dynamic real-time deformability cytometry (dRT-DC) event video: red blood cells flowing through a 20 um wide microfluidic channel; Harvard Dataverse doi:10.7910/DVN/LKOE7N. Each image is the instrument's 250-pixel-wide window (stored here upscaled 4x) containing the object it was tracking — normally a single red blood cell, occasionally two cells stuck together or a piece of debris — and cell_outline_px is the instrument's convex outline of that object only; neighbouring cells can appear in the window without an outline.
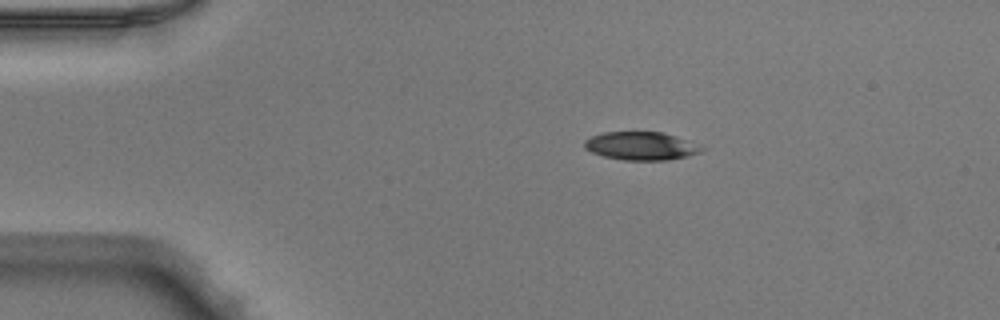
{"species": "Egyptian fruit bat (a non-hibernating species)", "species_latin": "Rousettus aegyptiacus", "temperature_condition": "warm", "stored_images_in_passage": 42, "camera_frame_rate_fps": 3000, "um_per_image_px": 0.085, "animal": {"sex": "male"}, "frame": {"image": 1, "passage_image": 1, "time_ms": 0.0, "image_size_px": [1000, 320], "cell_outline_px": [[704, 148], [700, 152], [688, 156], [668, 160], [624, 160], [604, 156], [592, 152], [584, 148], [584, 140], [592, 136], [604, 132], [660, 132], [676, 136]], "centroid_in_image_um": [54.45, 12.41], "position_along_channel_um": 30.5, "area_um2": 19.02}}
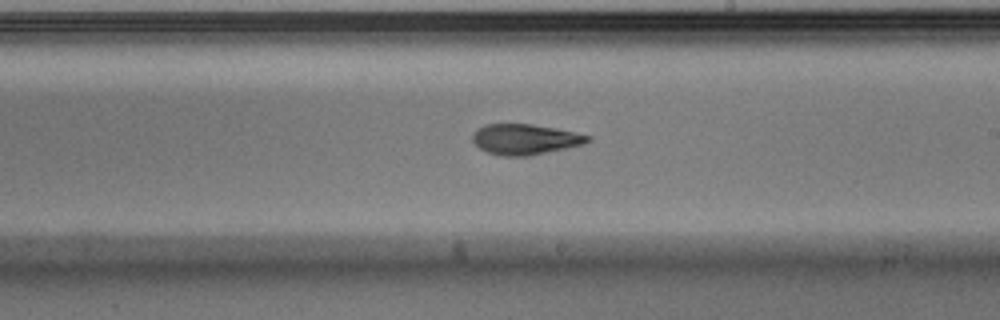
{"frame": {"image": 2, "passage_image": 21, "time_ms": 6.667, "image_size_px": [1000, 320], "cell_outline_px": [[592, 140], [584, 144], [528, 156], [504, 156], [488, 152], [480, 148], [472, 140], [472, 136], [480, 128], [488, 124], [532, 124], [556, 128], [592, 136]], "centroid_in_image_um": [44.68, 11.84], "position_along_channel_um": 244.3, "area_um2": 20.23}}
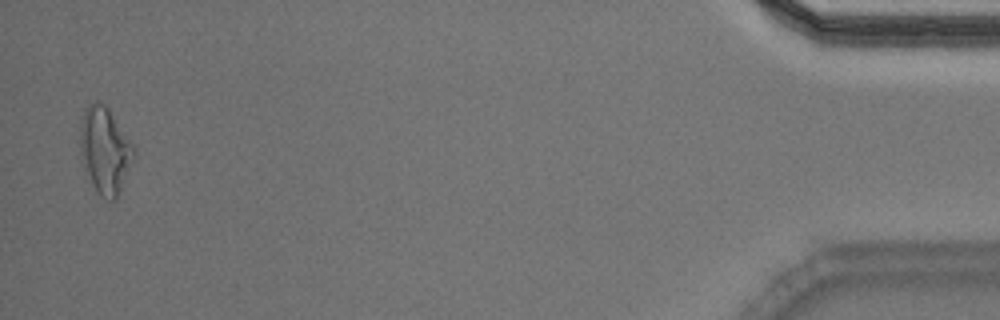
{"frame": {"image": 3, "passage_image": 41, "time_ms": 13.333, "image_size_px": [1000, 320], "cell_outline_px": [[136, 152], [116, 200], [108, 200], [96, 192], [80, 160], [80, 124], [84, 108], [88, 104], [96, 100], [104, 104], [108, 108], [136, 148]], "centroid_in_image_um": [8.9, 12.76], "position_along_channel_um": 426.3, "area_um2": 27.17}, "authors_computed_cell_mechanics": {"area_um2": 20.9525, "velocity_mm_per_s": 4.0165, "shape_relaxation_time_tau1_ms": 3.9621, "shape_relaxation_time_tau2_ms": 2.9505, "deformation_change_tau1": 0.1735, "deformation_change_tau2": 0.1178}}